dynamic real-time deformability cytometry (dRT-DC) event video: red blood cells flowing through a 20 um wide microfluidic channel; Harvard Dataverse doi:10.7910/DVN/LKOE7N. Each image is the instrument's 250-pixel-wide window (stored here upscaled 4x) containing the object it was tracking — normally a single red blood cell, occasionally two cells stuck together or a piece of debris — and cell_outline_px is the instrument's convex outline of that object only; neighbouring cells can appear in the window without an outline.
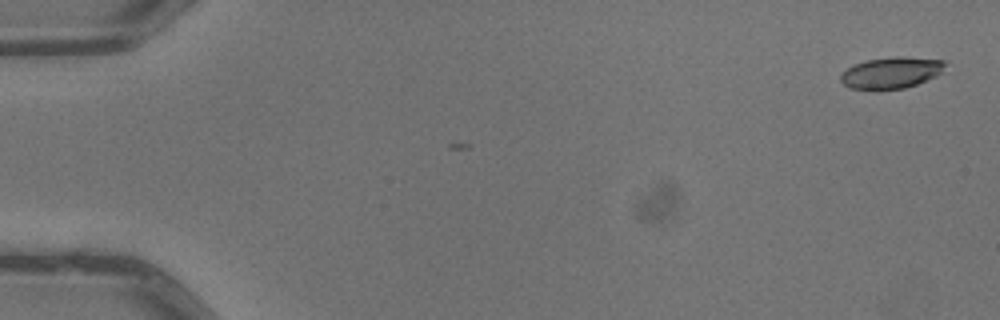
{"species": "common noctule bat (a hibernating species)", "species_latin": "Nyctalus noctula", "temperature_condition": "warm", "stored_images_in_passage": 5, "camera_frame_rate_fps": 3000, "um_per_image_px": 0.085, "animal": {"sex": "male", "body_mass_g": 13.3}, "frame": {"image": 1, "passage_image": 1, "time_ms": 0.0, "image_size_px": [1000, 320], "cell_outline_px": [[944, 64], [940, 72], [936, 76], [916, 84], [904, 88], [876, 92], [852, 88], [844, 84], [840, 80], [840, 76], [848, 68], [856, 64], [868, 60], [896, 56], [900, 56], [944, 60]], "centroid_in_image_um": [75.72, 6.22], "position_along_channel_um": 9.3, "area_um2": 19.13}}
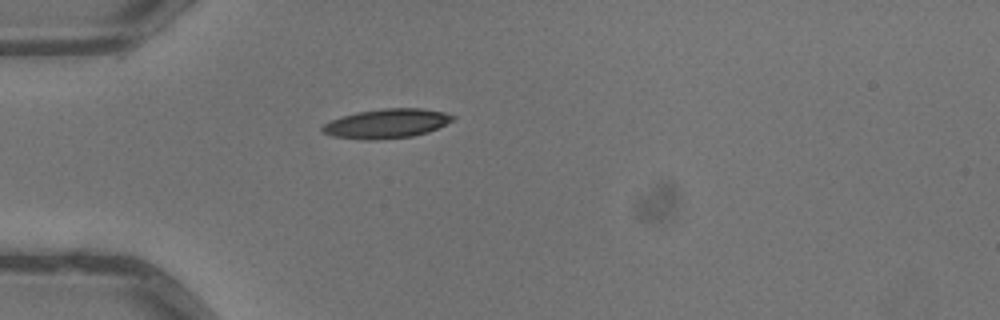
{"frame": {"image": 2, "passage_image": 5, "time_ms": 1.333, "image_size_px": [1000, 320], "cell_outline_px": [[456, 116], [452, 120], [428, 132], [412, 136], [376, 140], [364, 140], [332, 136], [320, 132], [320, 128], [324, 124], [332, 120], [356, 112], [384, 108], [420, 108], [444, 112]], "centroid_in_image_um": [32.82, 10.5], "position_along_channel_um": 52.2, "area_um2": 22.2}}